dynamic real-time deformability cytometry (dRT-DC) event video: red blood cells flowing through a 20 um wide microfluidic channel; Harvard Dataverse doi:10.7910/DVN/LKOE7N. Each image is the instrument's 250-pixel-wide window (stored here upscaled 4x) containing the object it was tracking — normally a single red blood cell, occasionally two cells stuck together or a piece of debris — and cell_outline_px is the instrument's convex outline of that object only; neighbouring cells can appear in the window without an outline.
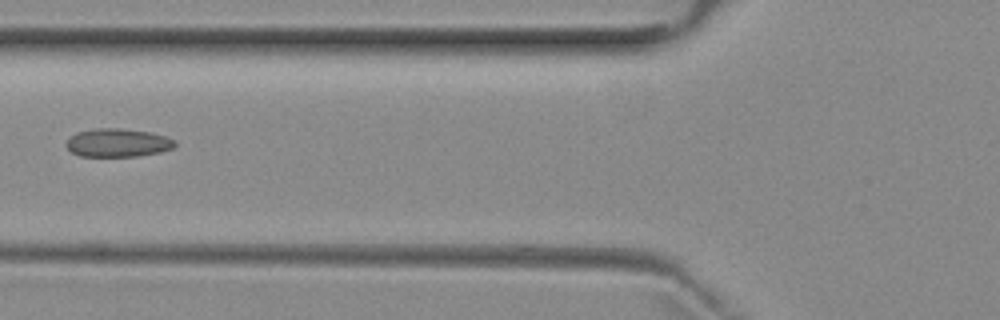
{"species": "common noctule bat (a hibernating species)", "species_latin": "Nyctalus noctula", "temperature_condition": "room temperature", "stored_images_in_passage": 4, "camera_frame_rate_fps": 3000, "um_per_image_px": 0.085, "animal": {"sex": "female", "body_mass_g": 29.2, "forearm_length_mm": 56.3}, "frame": {"image": 1, "passage_image": 4, "time_ms": 3.333, "image_size_px": [1000, 320], "cell_outline_px": [[176, 144], [172, 148], [160, 152], [140, 156], [80, 156], [72, 152], [68, 148], [68, 140], [76, 132], [96, 128], [116, 128], [148, 132], [164, 136], [176, 140]], "centroid_in_image_um": [10.03, 12.14], "position_along_channel_um": 115.8, "area_um2": 17.69}}